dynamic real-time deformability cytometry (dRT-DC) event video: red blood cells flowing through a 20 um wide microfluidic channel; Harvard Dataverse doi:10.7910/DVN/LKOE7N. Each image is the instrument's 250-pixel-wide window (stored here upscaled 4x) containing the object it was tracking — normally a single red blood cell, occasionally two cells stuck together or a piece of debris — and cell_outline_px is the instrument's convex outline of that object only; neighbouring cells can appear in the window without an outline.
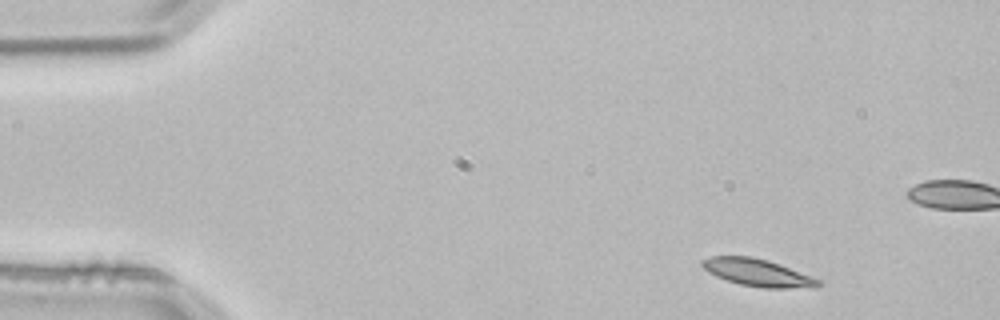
{"species": "common noctule bat (a hibernating species)", "species_latin": "Nyctalus noctula", "temperature_condition": "room temperature", "stored_images_in_passage": 5, "camera_frame_rate_fps": 3000, "um_per_image_px": 0.085, "animal": {"sex": "male", "body_mass_g": 21.5, "forearm_length_mm": 52.0}, "frame": {"image": 1, "passage_image": 1, "time_ms": 0.0, "image_size_px": [1000, 320], "cell_outline_px": [[824, 284], [812, 288], [764, 288], [740, 284], [716, 276], [708, 272], [700, 264], [700, 260], [712, 256], [752, 256], [768, 260], [780, 264], [820, 280]], "centroid_in_image_um": [64.4, 23.17], "position_along_channel_um": 20.6, "area_um2": 18.5}}